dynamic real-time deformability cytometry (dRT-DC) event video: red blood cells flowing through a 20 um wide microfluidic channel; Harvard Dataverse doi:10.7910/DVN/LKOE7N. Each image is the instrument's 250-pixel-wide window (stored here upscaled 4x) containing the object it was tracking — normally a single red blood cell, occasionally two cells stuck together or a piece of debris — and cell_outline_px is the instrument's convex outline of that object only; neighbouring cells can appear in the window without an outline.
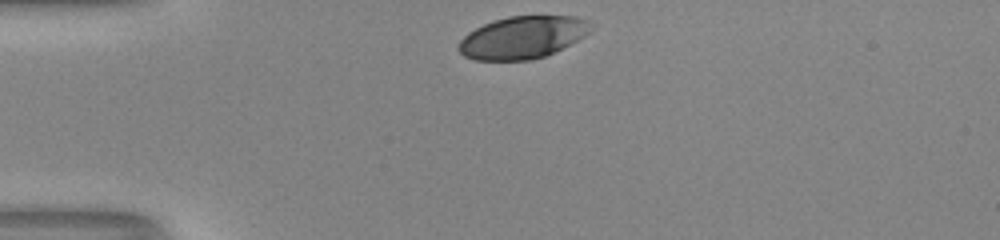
{"species": "human", "species_latin": "Homo sapiens", "temperature_condition": "room temperature", "stored_images_in_passage": 30, "camera_frame_rate_fps": 3000, "um_per_image_px": 0.085, "donor": {"sex": "male"}, "frame": {"image": 1, "passage_image": 1, "time_ms": 0.0, "image_size_px": [1000, 240], "cell_outline_px": [[588, 32], [584, 36], [544, 56], [528, 60], [472, 60], [464, 56], [456, 48], [460, 40], [468, 32], [492, 20], [508, 16], [576, 16], [588, 20]], "centroid_in_image_um": [44.33, 3.17], "position_along_channel_um": 40.7, "area_um2": 32.25}}
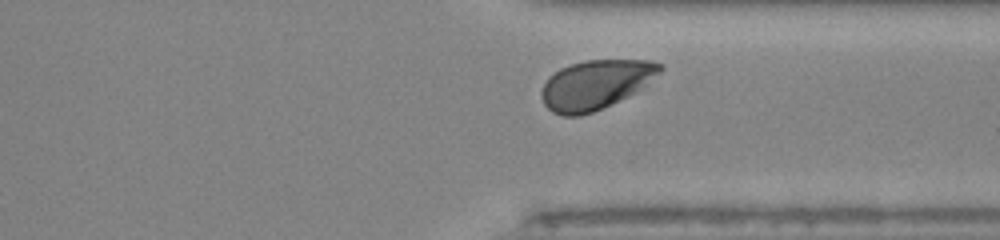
{"frame": {"image": 2, "passage_image": 28, "time_ms": 9.0, "image_size_px": [1000, 240], "cell_outline_px": [[664, 68], [660, 72], [636, 92], [592, 112], [580, 116], [564, 116], [552, 112], [544, 104], [540, 92], [548, 76], [560, 68], [584, 60], [648, 60], [664, 64]], "centroid_in_image_um": [50.6, 7.18], "position_along_channel_um": 360.8, "area_um2": 33.81}, "authors_computed_cell_mechanics": {"area_um2": 35.1135, "velocity_mm_per_s": 3.9701, "shape_relaxation_time_tau1_ms": 2.0598, "shape_relaxation_time_tau2_ms": null, "deformation_change_tau1": 0.1395, "deformation_change_tau2": null}}